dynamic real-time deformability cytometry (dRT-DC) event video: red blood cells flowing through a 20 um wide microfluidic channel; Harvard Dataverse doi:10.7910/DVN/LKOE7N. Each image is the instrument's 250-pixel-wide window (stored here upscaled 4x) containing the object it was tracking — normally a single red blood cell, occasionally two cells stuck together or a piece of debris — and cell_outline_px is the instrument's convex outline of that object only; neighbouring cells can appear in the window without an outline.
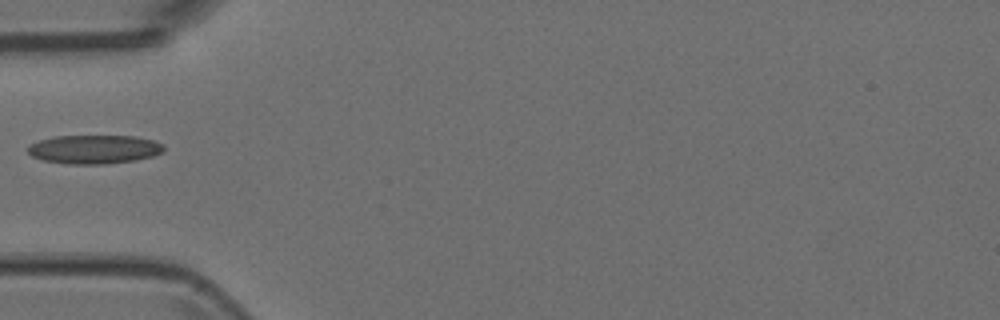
{"species": "Egyptian fruit bat (a non-hibernating species)", "species_latin": "Rousettus aegyptiacus", "temperature_condition": "room temperature", "stored_images_in_passage": 1, "camera_frame_rate_fps": 3000, "um_per_image_px": 0.085, "animal": {"sex": "female"}, "frame": {"image": 1, "passage_image": 1, "time_ms": 0.0, "image_size_px": [1000, 320], "cell_outline_px": [[164, 152], [152, 156], [136, 160], [104, 164], [68, 164], [44, 160], [32, 156], [28, 152], [28, 144], [40, 140], [56, 136], [136, 136], [152, 140], [164, 144]], "centroid_in_image_um": [8.02, 12.69], "position_along_channel_um": 77.0, "area_um2": 22.83}}